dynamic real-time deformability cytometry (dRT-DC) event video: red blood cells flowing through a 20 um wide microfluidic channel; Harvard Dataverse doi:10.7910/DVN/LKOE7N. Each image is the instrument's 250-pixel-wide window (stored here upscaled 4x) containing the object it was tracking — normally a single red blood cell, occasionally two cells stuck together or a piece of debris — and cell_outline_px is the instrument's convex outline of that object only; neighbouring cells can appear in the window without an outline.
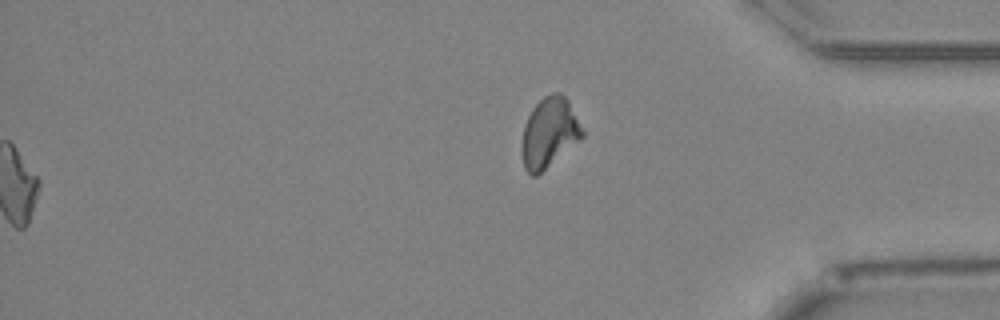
{"species": "Egyptian fruit bat (a non-hibernating species)", "species_latin": "Rousettus aegyptiacus", "temperature_condition": "cold", "stored_images_in_passage": 52, "segment_of_instrument_passage": [2, 2], "camera_frame_rate_fps": 3000, "um_per_image_px": 0.085, "animal": {"sex": "female"}, "frame": {"image": 1, "passage_image": 52, "time_ms": 17.0, "image_size_px": [1000, 320], "cell_outline_px": [[584, 136], [580, 140], [536, 176], [532, 176], [524, 168], [520, 148], [524, 124], [532, 108], [544, 96], [552, 92], [560, 92], [568, 100], [584, 132]], "centroid_in_image_um": [46.66, 11.28], "position_along_channel_um": 388.5, "area_um2": 24.62}}